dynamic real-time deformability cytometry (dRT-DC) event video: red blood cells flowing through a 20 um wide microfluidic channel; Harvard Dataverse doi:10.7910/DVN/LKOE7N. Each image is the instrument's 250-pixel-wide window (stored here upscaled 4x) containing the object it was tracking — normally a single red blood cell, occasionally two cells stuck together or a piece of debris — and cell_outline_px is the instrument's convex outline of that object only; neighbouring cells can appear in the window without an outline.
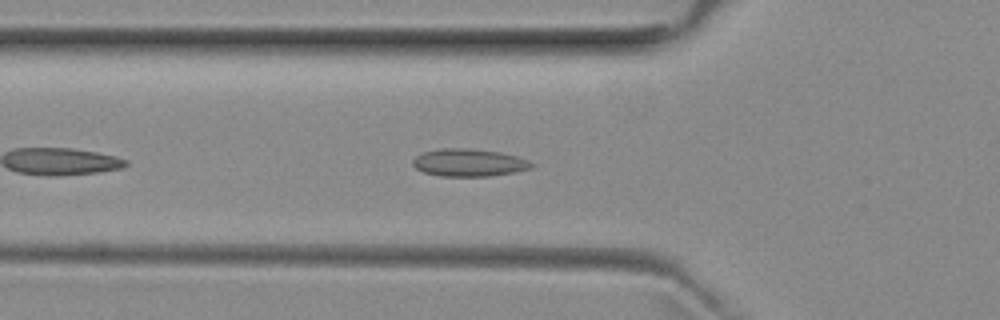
{"species": "common noctule bat (a hibernating species)", "species_latin": "Nyctalus noctula", "temperature_condition": "room temperature", "stored_images_in_passage": 41, "camera_frame_rate_fps": 3000, "um_per_image_px": 0.085, "animal": {"sex": "female", "body_mass_g": 29.2, "forearm_length_mm": 56.3}, "frame": {"image": 1, "passage_image": 6, "time_ms": 1.667, "image_size_px": [1000, 320], "cell_outline_px": [[536, 164], [532, 168], [516, 172], [488, 176], [440, 176], [424, 172], [416, 168], [412, 164], [412, 160], [416, 156], [424, 152], [440, 148], [468, 148], [500, 152], [520, 156]], "centroid_in_image_um": [39.9, 13.82], "position_along_channel_um": 85.9, "area_um2": 19.25}}
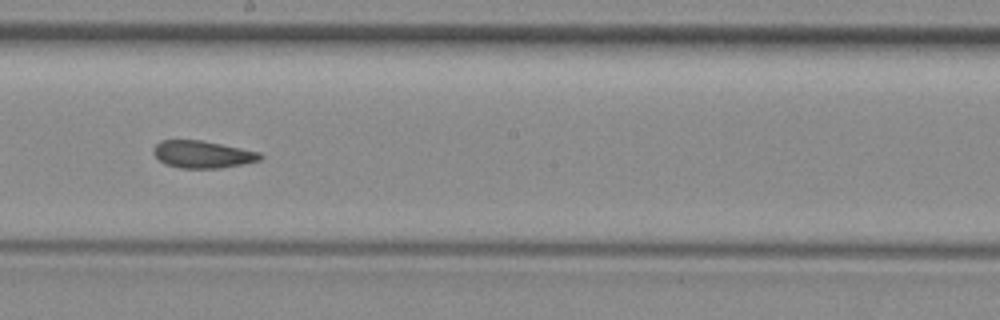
{"frame": {"image": 2, "passage_image": 17, "time_ms": 5.333, "image_size_px": [1000, 320], "cell_outline_px": [[264, 156], [260, 160], [244, 164], [220, 168], [180, 168], [164, 164], [152, 152], [152, 148], [160, 140], [200, 140], [260, 152]], "centroid_in_image_um": [17.2, 13.12], "position_along_channel_um": 231.0, "area_um2": 16.99}}
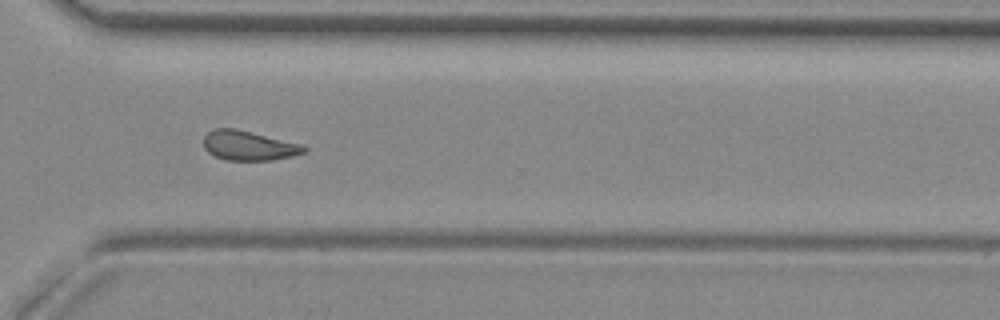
{"frame": {"image": 3, "passage_image": 26, "time_ms": 8.333, "image_size_px": [1000, 320], "cell_outline_px": [[308, 148], [304, 152], [292, 156], [272, 160], [224, 160], [208, 152], [204, 148], [204, 136], [208, 132], [216, 128], [236, 128], [300, 144]], "centroid_in_image_um": [21.11, 12.37], "position_along_channel_um": 349.5, "area_um2": 17.17}, "authors_computed_cell_mechanics": {"area_um2": 17.5712, "velocity_mm_per_s": 3.9499, "shape_relaxation_time_tau1_ms": null, "shape_relaxation_time_tau2_ms": 2.7558, "deformation_change_tau1": null, "deformation_change_tau2": 0.0956}}